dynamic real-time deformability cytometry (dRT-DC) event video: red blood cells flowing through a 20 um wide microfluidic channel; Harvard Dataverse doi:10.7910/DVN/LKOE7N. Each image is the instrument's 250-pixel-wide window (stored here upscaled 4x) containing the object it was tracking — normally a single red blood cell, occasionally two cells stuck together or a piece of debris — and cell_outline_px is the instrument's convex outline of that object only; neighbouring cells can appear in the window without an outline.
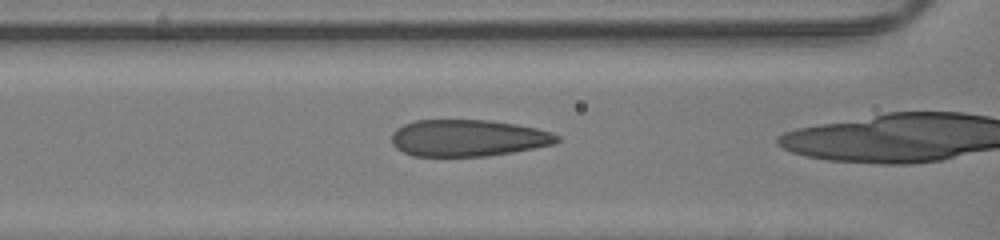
{"species": "human", "species_latin": "Homo sapiens", "temperature_condition": "room temperature", "stored_images_in_passage": 44, "camera_frame_rate_fps": 3000, "um_per_image_px": 0.085, "donor": {"sex": "male"}, "frame": {"image": 1, "passage_image": 25, "time_ms": 8.0, "image_size_px": [1000, 240], "cell_outline_px": [[560, 140], [556, 144], [536, 148], [488, 156], [412, 156], [396, 148], [392, 144], [392, 132], [396, 128], [412, 120], [492, 120], [516, 124], [536, 128], [552, 132], [560, 136]], "centroid_in_image_um": [39.8, 11.73], "position_along_channel_um": 126.8, "area_um2": 35.78}}
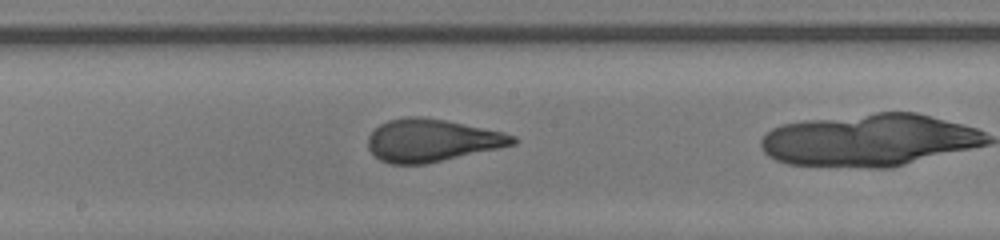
{"frame": {"image": 2, "passage_image": 31, "time_ms": 10.0, "image_size_px": [1000, 240], "cell_outline_px": [[520, 140], [516, 144], [500, 148], [424, 164], [392, 164], [380, 160], [368, 148], [368, 136], [380, 124], [388, 120], [408, 116], [420, 116], [444, 120], [504, 132], [516, 136]], "centroid_in_image_um": [36.73, 11.93], "position_along_channel_um": 211.5, "area_um2": 35.84}}
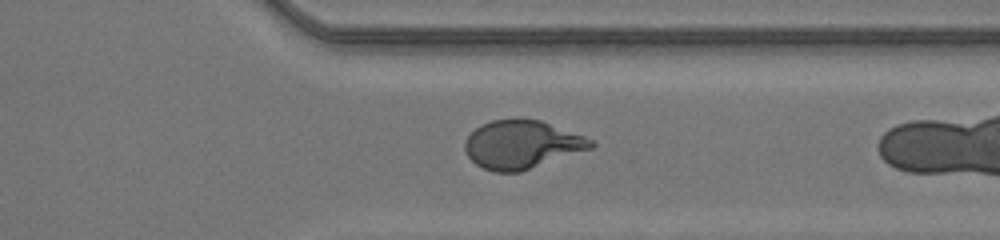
{"frame": {"image": 3, "passage_image": 42, "time_ms": 13.667, "image_size_px": [1000, 240], "cell_outline_px": [[596, 144], [592, 148], [520, 172], [492, 172], [476, 164], [468, 156], [464, 148], [464, 140], [480, 124], [492, 120], [540, 120], [584, 136], [592, 140]], "centroid_in_image_um": [44.33, 12.3], "position_along_channel_um": 367.1, "area_um2": 35.08}}